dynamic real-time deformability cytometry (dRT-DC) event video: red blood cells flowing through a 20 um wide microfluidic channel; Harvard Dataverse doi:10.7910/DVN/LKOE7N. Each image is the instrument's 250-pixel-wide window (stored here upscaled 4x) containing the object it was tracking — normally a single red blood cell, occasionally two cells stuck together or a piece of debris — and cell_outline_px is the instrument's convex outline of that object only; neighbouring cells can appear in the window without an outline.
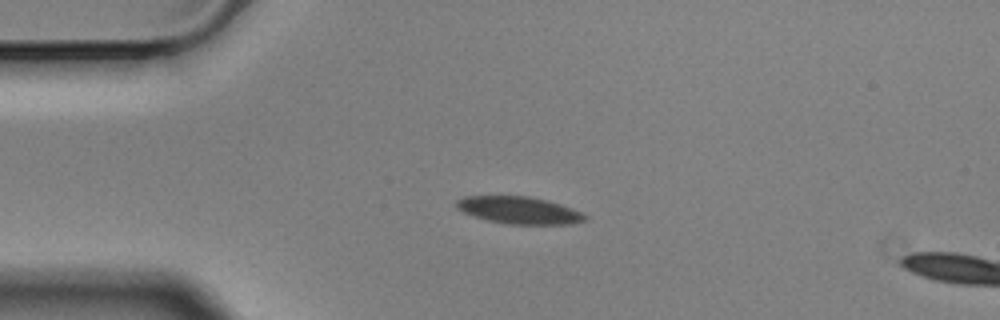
{"species": "Egyptian fruit bat (a non-hibernating species)", "species_latin": "Rousettus aegyptiacus", "temperature_condition": "cold", "stored_images_in_passage": 46, "segment_of_instrument_passage": [1, 2], "camera_frame_rate_fps": 3000, "um_per_image_px": 0.085, "animal": {"sex": "male"}, "frame": {"image": 1, "passage_image": 1, "time_ms": 0.0, "image_size_px": [1000, 320], "cell_outline_px": [[588, 216], [584, 220], [572, 224], [508, 224], [488, 220], [464, 212], [456, 208], [456, 200], [464, 196], [528, 196], [548, 200], [572, 208]], "centroid_in_image_um": [44.12, 17.86], "position_along_channel_um": 40.9, "area_um2": 20.23}}
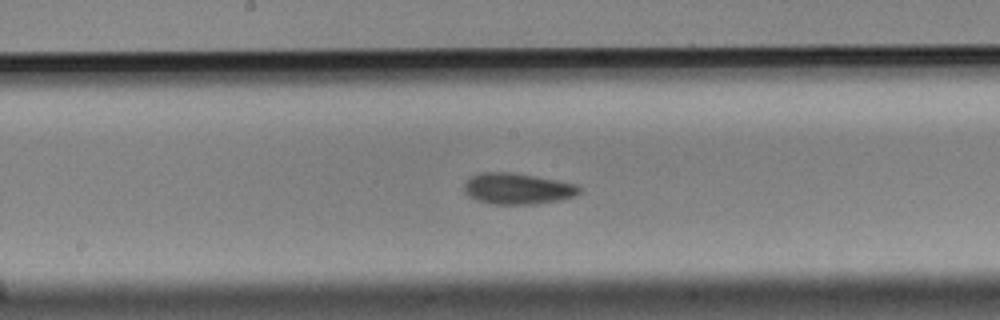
{"frame": {"image": 2, "passage_image": 17, "time_ms": 5.333, "image_size_px": [1000, 320], "cell_outline_px": [[580, 192], [576, 196], [560, 200], [536, 204], [492, 204], [476, 200], [468, 196], [464, 192], [464, 184], [472, 176], [480, 172], [512, 172], [536, 176], [576, 184], [580, 188]], "centroid_in_image_um": [43.98, 16.04], "position_along_channel_um": 204.2, "area_um2": 20.98}}
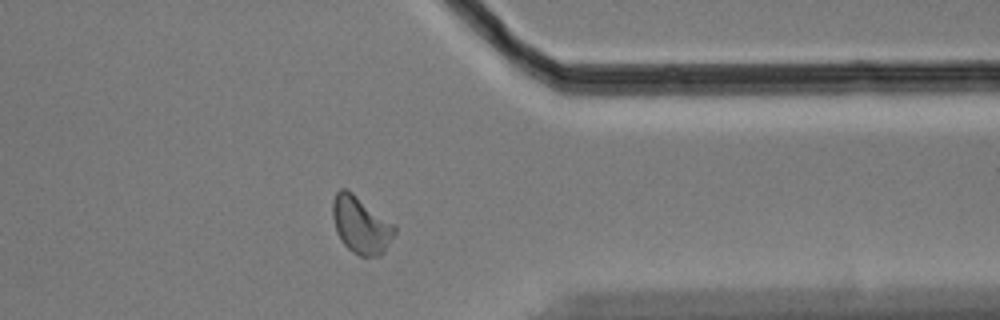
{"frame": {"image": 3, "passage_image": 33, "time_ms": 10.667, "image_size_px": [1000, 320], "cell_outline_px": [[396, 232], [384, 252], [380, 256], [360, 256], [352, 252], [344, 244], [336, 232], [332, 216], [332, 200], [336, 192], [340, 188], [344, 188], [352, 192], [396, 224]], "centroid_in_image_um": [30.68, 19.11], "position_along_channel_um": 380.7, "area_um2": 20.87}}